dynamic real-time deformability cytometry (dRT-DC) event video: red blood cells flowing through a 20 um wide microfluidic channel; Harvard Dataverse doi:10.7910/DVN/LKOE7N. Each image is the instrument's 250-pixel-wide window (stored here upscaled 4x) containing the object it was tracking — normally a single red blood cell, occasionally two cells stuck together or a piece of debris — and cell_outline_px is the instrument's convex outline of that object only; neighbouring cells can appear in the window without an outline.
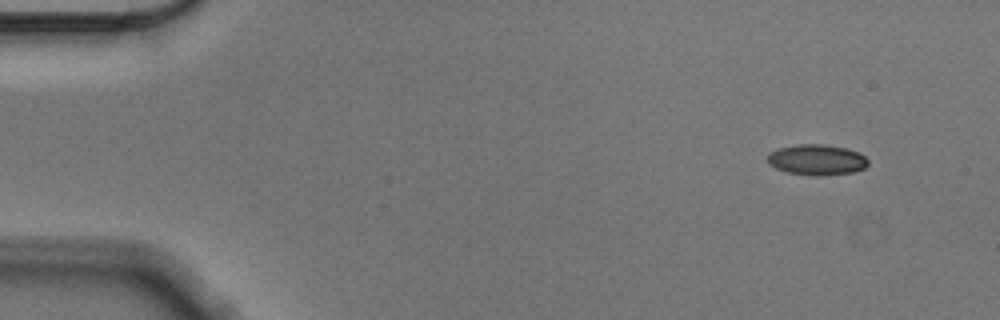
{"species": "Egyptian fruit bat (a non-hibernating species)", "species_latin": "Rousettus aegyptiacus", "temperature_condition": "cold", "stored_images_in_passage": 53, "camera_frame_rate_fps": 3000, "um_per_image_px": 0.085, "animal": {"sex": "male"}, "frame": {"image": 1, "passage_image": 1, "time_ms": 0.0, "image_size_px": [1000, 320], "cell_outline_px": [[868, 164], [864, 168], [852, 172], [788, 172], [776, 168], [768, 164], [768, 152], [780, 148], [800, 144], [824, 144], [844, 148], [856, 152], [864, 156], [868, 160]], "centroid_in_image_um": [69.39, 13.51], "position_along_channel_um": 15.6, "area_um2": 16.76}}
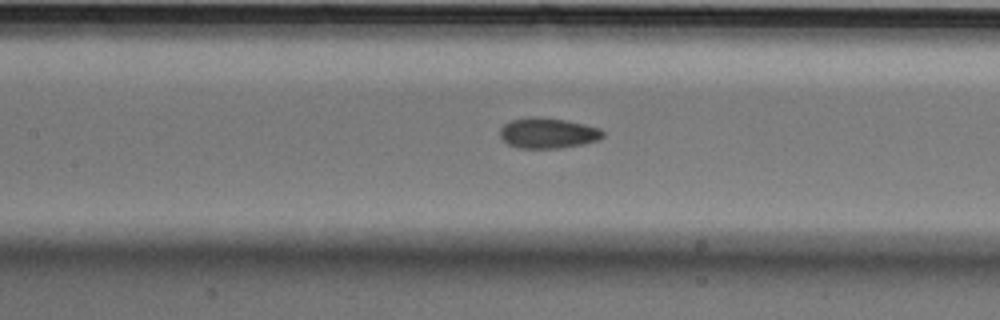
{"frame": {"image": 2, "passage_image": 22, "time_ms": 7.0, "image_size_px": [1000, 320], "cell_outline_px": [[604, 136], [600, 140], [584, 144], [560, 148], [520, 148], [508, 144], [500, 136], [500, 128], [508, 120], [528, 116], [536, 116], [564, 120], [584, 124], [600, 128], [604, 132]], "centroid_in_image_um": [46.57, 11.3], "position_along_channel_um": 160.8, "area_um2": 18.5}}
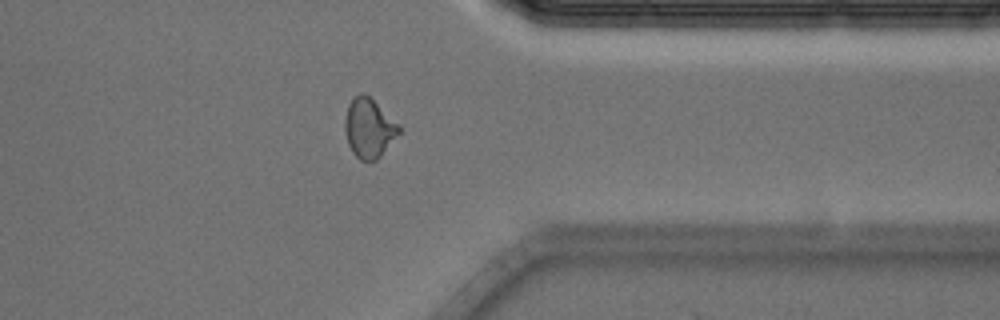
{"frame": {"image": 3, "passage_image": 41, "time_ms": 13.333, "image_size_px": [1000, 320], "cell_outline_px": [[400, 132], [380, 156], [376, 160], [360, 160], [352, 152], [348, 144], [344, 132], [344, 120], [348, 104], [352, 96], [360, 92], [364, 92], [400, 124]], "centroid_in_image_um": [31.33, 10.85], "position_along_channel_um": 380.1, "area_um2": 18.84}, "authors_computed_cell_mechanics": {"area_um2": 18.1492, "velocity_mm_per_s": 3.568, "shape_relaxation_time_tau1_ms": 6.4269, "shape_relaxation_time_tau2_ms": 2.1425, "deformation_change_tau1": 0.1458, "deformation_change_tau2": 0.0638}}